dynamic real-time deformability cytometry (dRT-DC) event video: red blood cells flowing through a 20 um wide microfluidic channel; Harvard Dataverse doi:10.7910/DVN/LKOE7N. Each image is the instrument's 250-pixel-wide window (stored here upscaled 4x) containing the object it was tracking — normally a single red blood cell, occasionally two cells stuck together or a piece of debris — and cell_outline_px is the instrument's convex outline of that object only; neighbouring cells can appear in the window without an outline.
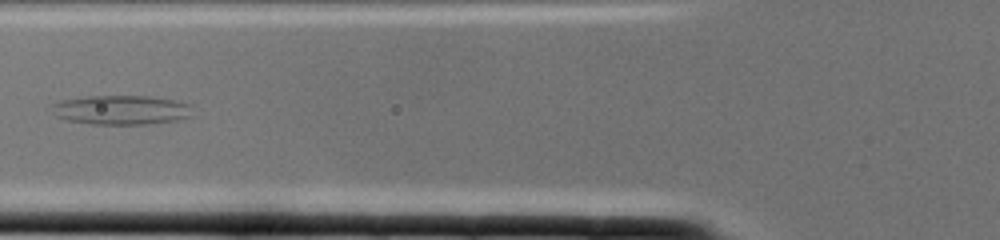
{"species": "common noctule bat (a hibernating species)", "species_latin": "Nyctalus noctula", "temperature_condition": "cold", "stored_images_in_passage": 3, "camera_frame_rate_fps": 3000, "um_per_image_px": 0.085, "animal": {"sex": "female", "body_mass_g": 22.0, "forearm_length_mm": 56.7}, "frame": {"image": 1, "passage_image": 3, "time_ms": 0.667, "image_size_px": [1000, 240], "cell_outline_px": [[196, 116], [176, 120], [148, 124], [92, 124], [68, 120], [56, 116], [48, 104], [60, 100], [88, 96], [148, 96], [172, 100], [192, 104]], "centroid_in_image_um": [10.34, 9.34], "position_along_channel_um": 115.5, "area_um2": 24.45}}